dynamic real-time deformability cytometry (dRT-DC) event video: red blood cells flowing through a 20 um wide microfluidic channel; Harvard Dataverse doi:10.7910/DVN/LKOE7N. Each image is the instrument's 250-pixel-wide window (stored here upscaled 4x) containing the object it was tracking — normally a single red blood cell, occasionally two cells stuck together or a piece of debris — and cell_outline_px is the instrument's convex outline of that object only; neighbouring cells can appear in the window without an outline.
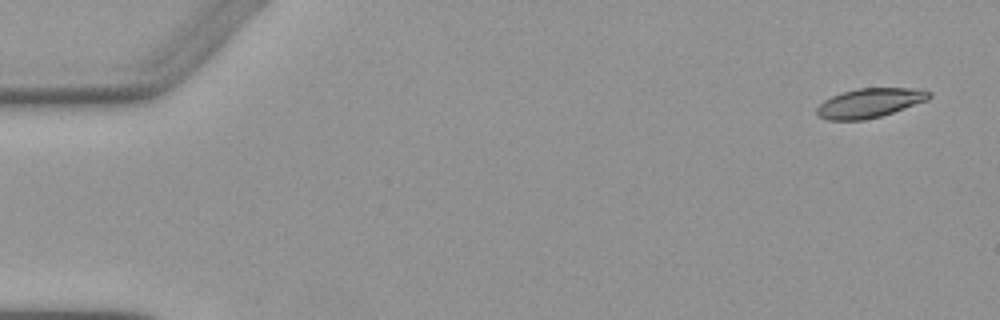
{"species": "Egyptian fruit bat (a non-hibernating species)", "species_latin": "Rousettus aegyptiacus", "temperature_condition": "warm", "stored_images_in_passage": 6, "camera_frame_rate_fps": 3000, "um_per_image_px": 0.085, "animal": {"sex": "female"}, "frame": {"image": 1, "passage_image": 1, "time_ms": 0.0, "image_size_px": [1000, 320], "cell_outline_px": [[932, 96], [928, 100], [880, 116], [864, 120], [828, 120], [816, 116], [816, 108], [824, 100], [832, 96], [856, 88], [924, 88], [932, 92]], "centroid_in_image_um": [73.94, 8.74], "position_along_channel_um": 11.1, "area_um2": 19.31}}
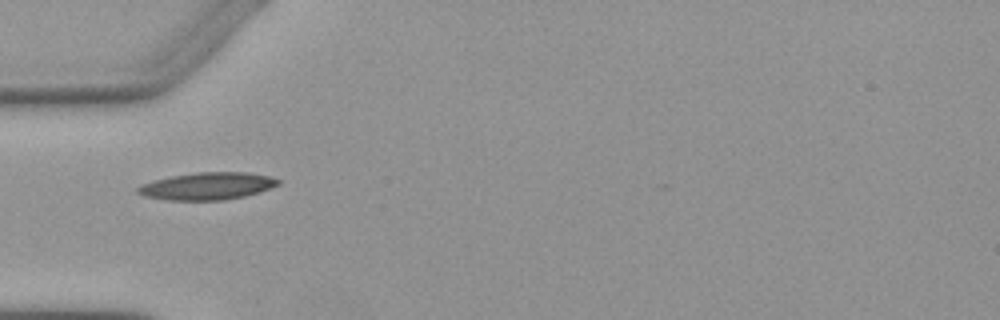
{"frame": {"image": 2, "passage_image": 5, "time_ms": 5.0, "image_size_px": [1000, 320], "cell_outline_px": [[280, 184], [260, 192], [244, 196], [224, 200], [168, 200], [144, 196], [136, 192], [136, 188], [140, 184], [168, 176], [196, 172], [248, 172], [268, 176], [280, 180]], "centroid_in_image_um": [17.59, 15.81], "position_along_channel_um": 67.4, "area_um2": 22.48}}